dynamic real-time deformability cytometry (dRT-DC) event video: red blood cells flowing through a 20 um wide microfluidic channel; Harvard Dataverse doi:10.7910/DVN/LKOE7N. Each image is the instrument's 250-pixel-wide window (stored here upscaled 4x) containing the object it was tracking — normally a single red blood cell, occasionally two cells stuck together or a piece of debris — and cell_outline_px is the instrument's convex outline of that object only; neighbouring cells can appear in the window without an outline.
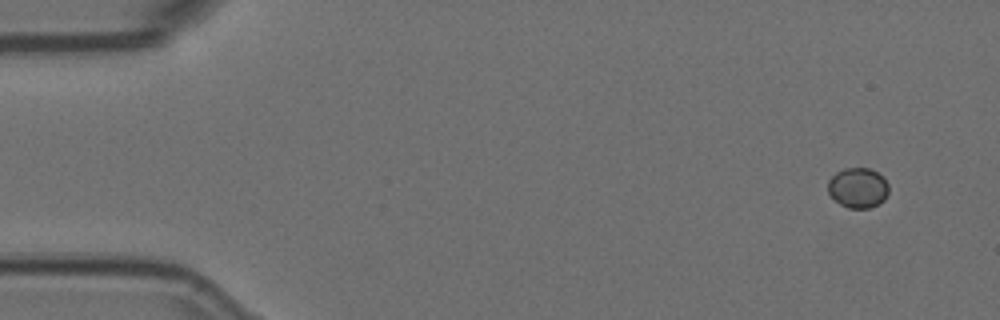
{"species": "Egyptian fruit bat (a non-hibernating species)", "species_latin": "Rousettus aegyptiacus", "temperature_condition": "room temperature", "stored_images_in_passage": 3, "camera_frame_rate_fps": 3000, "um_per_image_px": 0.085, "animal": {"sex": "female"}, "frame": {"image": 1, "passage_image": 1, "time_ms": 0.0, "image_size_px": [1000, 320], "cell_outline_px": [[888, 192], [884, 200], [880, 204], [868, 208], [848, 208], [840, 204], [828, 192], [828, 180], [836, 172], [844, 168], [868, 168], [876, 172], [888, 184]], "centroid_in_image_um": [72.91, 15.97], "position_along_channel_um": 12.1, "area_um2": 14.1}}
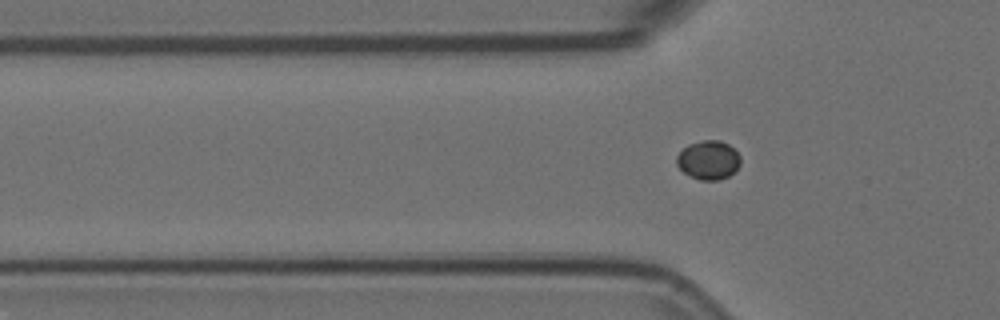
{"frame": {"image": 2, "passage_image": 3, "time_ms": 0.667, "image_size_px": [1000, 320], "cell_outline_px": [[740, 164], [728, 176], [720, 180], [700, 180], [684, 172], [676, 164], [676, 156], [688, 144], [704, 140], [720, 140], [728, 144], [740, 156]], "centroid_in_image_um": [60.2, 13.6], "position_along_channel_um": 65.6, "area_um2": 14.28}}